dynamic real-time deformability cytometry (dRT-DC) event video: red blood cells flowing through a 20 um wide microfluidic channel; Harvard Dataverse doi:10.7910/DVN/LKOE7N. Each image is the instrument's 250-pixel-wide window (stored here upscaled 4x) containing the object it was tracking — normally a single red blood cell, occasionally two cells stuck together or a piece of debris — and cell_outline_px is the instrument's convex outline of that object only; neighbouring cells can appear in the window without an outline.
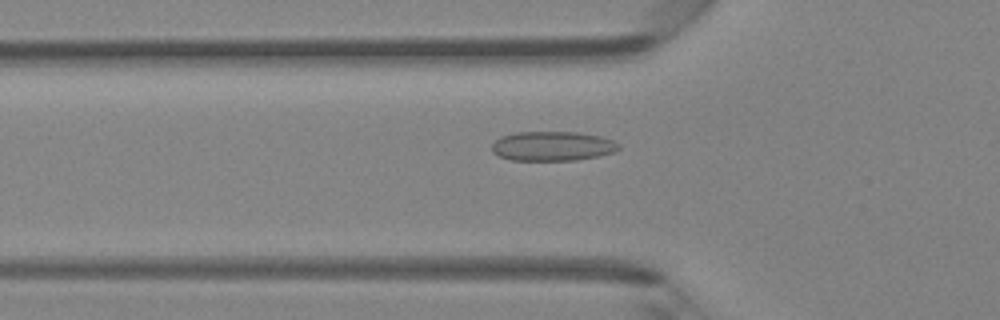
{"species": "Egyptian fruit bat (a non-hibernating species)", "species_latin": "Rousettus aegyptiacus", "temperature_condition": "room temperature", "stored_images_in_passage": 40, "camera_frame_rate_fps": 3000, "um_per_image_px": 0.085, "animal": {"sex": "female"}, "frame": {"image": 1, "passage_image": 9, "time_ms": 2.667, "image_size_px": [1000, 320], "cell_outline_px": [[620, 148], [612, 152], [600, 156], [576, 160], [512, 160], [500, 156], [492, 152], [492, 144], [500, 136], [516, 132], [576, 132], [600, 136], [612, 140], [620, 144]], "centroid_in_image_um": [46.96, 12.42], "position_along_channel_um": 78.8, "area_um2": 21.79}}
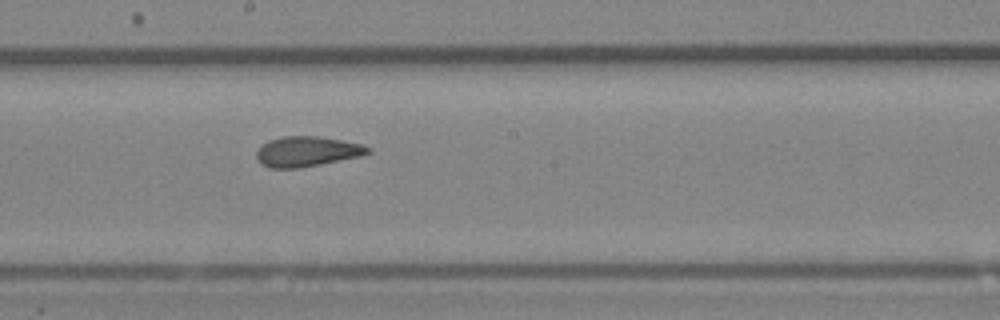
{"frame": {"image": 2, "passage_image": 19, "time_ms": 6.0, "image_size_px": [1000, 320], "cell_outline_px": [[372, 152], [360, 156], [300, 168], [268, 168], [260, 164], [256, 156], [256, 152], [268, 140], [284, 136], [320, 136], [360, 144], [372, 148]], "centroid_in_image_um": [26.08, 12.88], "position_along_channel_um": 222.1, "area_um2": 19.54}}
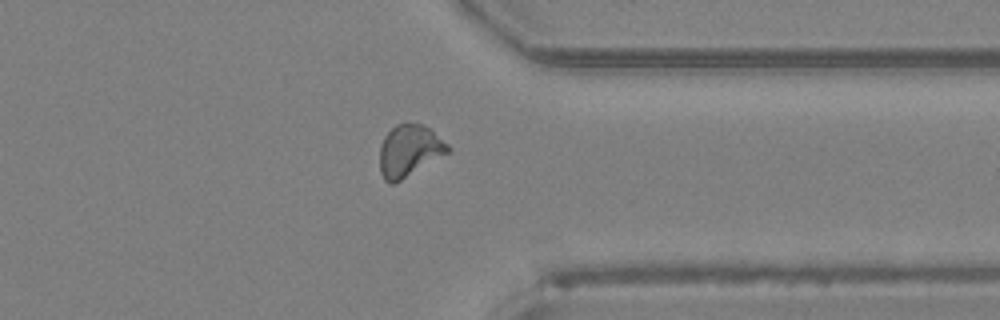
{"frame": {"image": 3, "passage_image": 30, "time_ms": 9.667, "image_size_px": [1000, 320], "cell_outline_px": [[452, 148], [448, 152], [400, 180], [392, 184], [388, 184], [384, 180], [380, 172], [380, 144], [384, 136], [396, 124], [408, 120], [424, 124], [448, 144]], "centroid_in_image_um": [34.76, 12.76], "position_along_channel_um": 376.6, "area_um2": 20.63}, "authors_computed_cell_mechanics": {"area_um2": 19.7676, "velocity_mm_per_s": 4.2994, "shape_relaxation_time_tau1_ms": null, "shape_relaxation_time_tau2_ms": 1.6216, "deformation_change_tau1": null, "deformation_change_tau2": 0.0814}}